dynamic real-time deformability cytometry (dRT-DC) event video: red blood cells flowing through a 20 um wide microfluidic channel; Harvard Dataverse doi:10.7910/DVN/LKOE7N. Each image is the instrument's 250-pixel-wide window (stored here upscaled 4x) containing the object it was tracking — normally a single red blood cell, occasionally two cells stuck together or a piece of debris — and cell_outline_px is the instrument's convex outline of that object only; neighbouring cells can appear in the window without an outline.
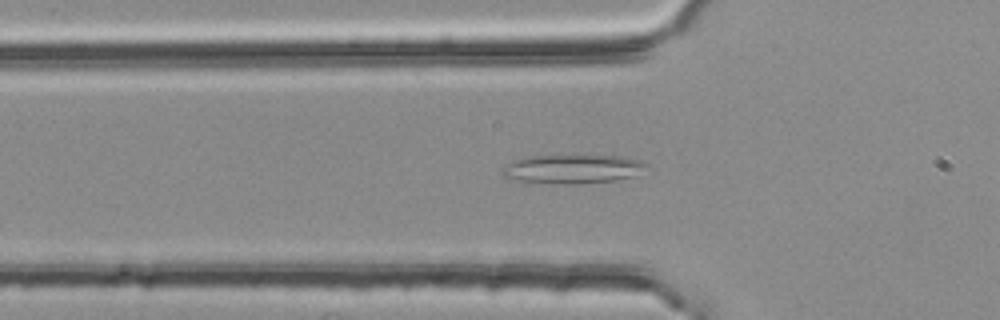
{"species": "common noctule bat (a hibernating species)", "species_latin": "Nyctalus noctula", "temperature_condition": "room temperature", "stored_images_in_passage": 53, "segment_of_instrument_passage": [1, 2], "camera_frame_rate_fps": 3000, "um_per_image_px": 0.085, "animal": {"sex": "female", "body_mass_g": 25.1}, "frame": {"image": 1, "passage_image": 16, "time_ms": 5.0, "image_size_px": [1000, 320], "cell_outline_px": [[648, 164], [632, 176], [616, 180], [576, 184], [524, 184], [504, 176], [500, 172], [508, 164], [524, 156], [620, 156], [640, 160]], "centroid_in_image_um": [48.55, 14.39], "position_along_channel_um": 77.2, "area_um2": 24.39}}
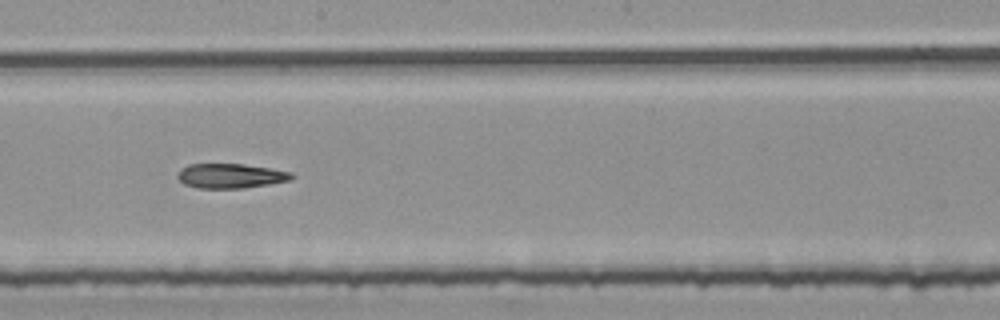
{"frame": {"image": 2, "passage_image": 28, "time_ms": 9.0, "image_size_px": [1000, 320], "cell_outline_px": [[296, 176], [288, 180], [268, 184], [244, 188], [196, 188], [184, 184], [176, 176], [180, 168], [188, 164], [244, 164], [292, 172]], "centroid_in_image_um": [19.56, 14.95], "position_along_channel_um": 228.6, "area_um2": 16.36}}
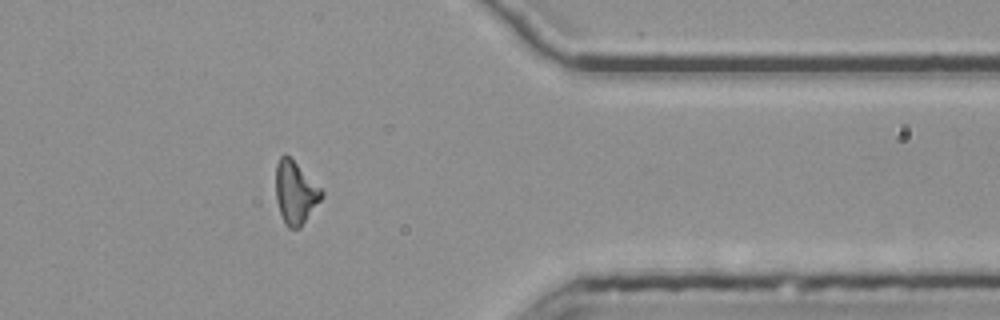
{"frame": {"image": 3, "passage_image": 42, "time_ms": 13.667, "image_size_px": [1000, 320], "cell_outline_px": [[324, 196], [300, 228], [288, 228], [284, 224], [276, 200], [276, 164], [280, 156], [288, 156], [324, 192]], "centroid_in_image_um": [25.1, 16.42], "position_along_channel_um": 386.3, "area_um2": 16.42}}